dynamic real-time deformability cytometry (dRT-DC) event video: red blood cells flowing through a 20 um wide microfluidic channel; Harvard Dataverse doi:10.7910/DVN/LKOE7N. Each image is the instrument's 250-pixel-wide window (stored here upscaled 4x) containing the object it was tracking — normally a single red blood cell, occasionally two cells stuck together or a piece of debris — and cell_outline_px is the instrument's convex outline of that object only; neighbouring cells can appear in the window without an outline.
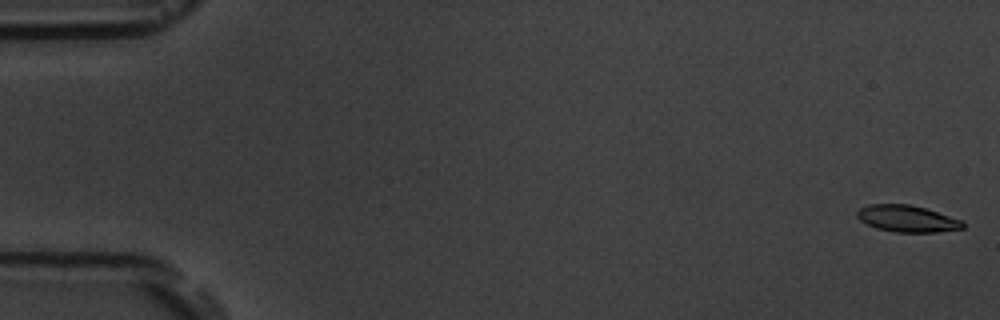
{"species": "common noctule bat (a hibernating species)", "species_latin": "Nyctalus noctula", "temperature_condition": "room temperature", "stored_images_in_passage": 5, "camera_frame_rate_fps": 3000, "um_per_image_px": 0.085, "animal": {"sex": "male", "body_mass_g": 19.5, "forearm_length_mm": 54.6}, "frame": {"image": 1, "passage_image": 1, "time_ms": 0.0, "image_size_px": [1000, 320], "cell_outline_px": [[964, 228], [936, 232], [896, 232], [876, 228], [860, 220], [856, 216], [856, 212], [860, 208], [868, 204], [908, 204], [924, 208], [960, 220], [964, 224]], "centroid_in_image_um": [77.05, 18.58], "position_along_channel_um": 7.9, "area_um2": 16.18}}
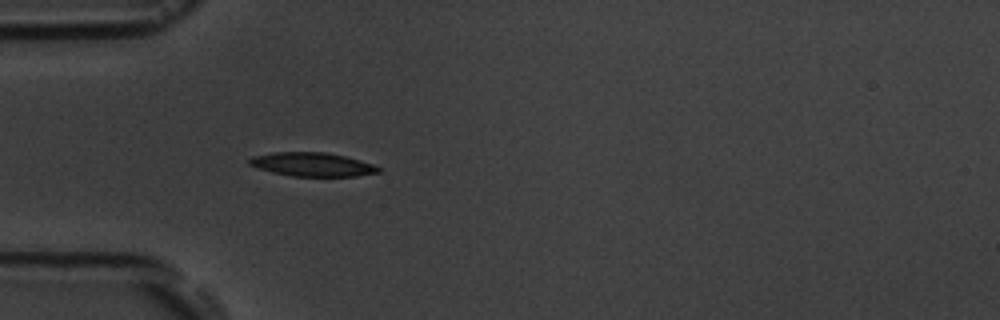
{"frame": {"image": 2, "passage_image": 5, "time_ms": 5.333, "image_size_px": [1000, 320], "cell_outline_px": [[380, 172], [356, 176], [292, 176], [272, 172], [248, 164], [248, 160], [252, 156], [276, 152], [324, 152], [344, 156], [372, 164], [380, 168]], "centroid_in_image_um": [26.52, 13.98], "position_along_channel_um": 58.5, "area_um2": 17.63}}